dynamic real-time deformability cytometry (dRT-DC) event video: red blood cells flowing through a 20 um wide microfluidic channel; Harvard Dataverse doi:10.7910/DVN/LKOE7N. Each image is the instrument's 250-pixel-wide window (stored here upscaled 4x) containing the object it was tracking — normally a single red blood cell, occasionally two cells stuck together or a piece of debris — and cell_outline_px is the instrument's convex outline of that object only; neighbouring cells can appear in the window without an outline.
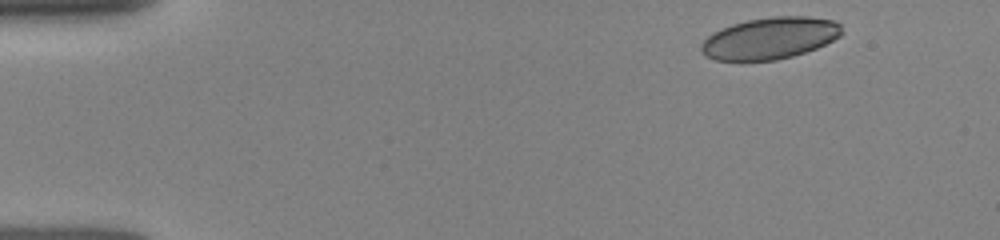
{"species": "human", "species_latin": "Homo sapiens", "temperature_condition": "room temperature", "stored_images_in_passage": 6, "camera_frame_rate_fps": 3000, "um_per_image_px": 0.085, "donor": {"sex": "female"}, "frame": {"image": 1, "passage_image": 1, "time_ms": 0.0, "image_size_px": [1000, 240], "cell_outline_px": [[844, 32], [840, 36], [816, 48], [792, 56], [776, 60], [716, 60], [700, 52], [700, 44], [712, 32], [720, 28], [732, 24], [748, 20], [776, 16], [808, 16], [832, 20], [840, 24]], "centroid_in_image_um": [65.43, 3.24], "position_along_channel_um": 19.6, "area_um2": 34.1}}
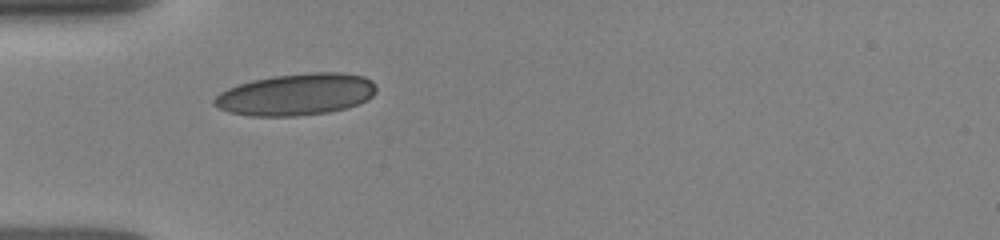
{"frame": {"image": 2, "passage_image": 5, "time_ms": 3.333, "image_size_px": [1000, 240], "cell_outline_px": [[376, 92], [372, 96], [356, 104], [344, 108], [328, 112], [296, 116], [252, 116], [228, 112], [212, 104], [212, 100], [220, 92], [228, 88], [252, 80], [272, 76], [308, 72], [340, 72], [364, 76], [372, 80], [376, 88]], "centroid_in_image_um": [25.15, 8.02], "position_along_channel_um": 59.9, "area_um2": 39.42}}
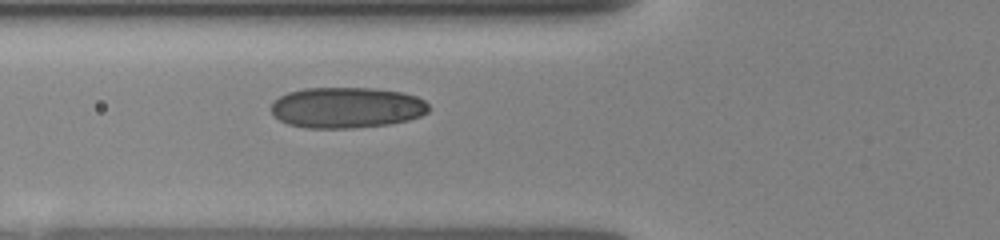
{"frame": {"image": 3, "passage_image": 6, "time_ms": 4.333, "image_size_px": [1000, 240], "cell_outline_px": [[428, 112], [420, 116], [408, 120], [388, 124], [348, 128], [308, 128], [288, 124], [280, 120], [272, 112], [272, 104], [280, 96], [288, 92], [304, 88], [372, 88], [400, 92], [416, 96], [424, 100], [428, 104]], "centroid_in_image_um": [29.47, 9.14], "position_along_channel_um": 96.3, "area_um2": 37.28}}